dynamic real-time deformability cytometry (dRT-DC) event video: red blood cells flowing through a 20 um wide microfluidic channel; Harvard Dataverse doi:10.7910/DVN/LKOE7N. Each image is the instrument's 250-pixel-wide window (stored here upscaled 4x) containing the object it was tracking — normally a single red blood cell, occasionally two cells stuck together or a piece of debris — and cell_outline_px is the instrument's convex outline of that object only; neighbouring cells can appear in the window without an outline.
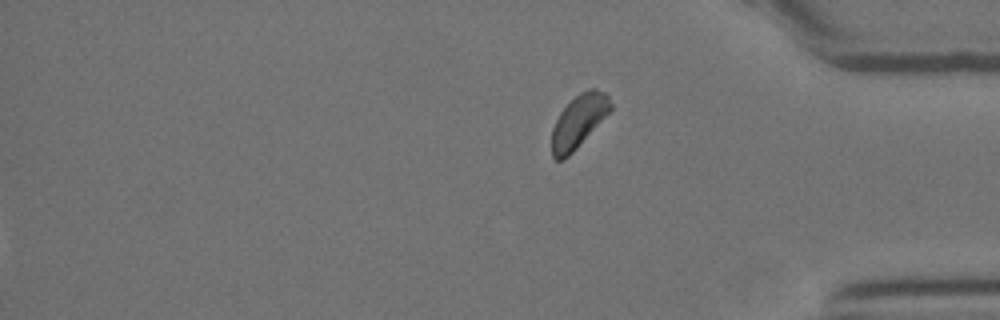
{"species": "Egyptian fruit bat (a non-hibernating species)", "species_latin": "Rousettus aegyptiacus", "temperature_condition": "room temperature", "stored_images_in_passage": 43, "segment_of_instrument_passage": [2, 2], "camera_frame_rate_fps": 3000, "um_per_image_px": 0.085, "animal": {"sex": "female"}, "frame": {"image": 1, "passage_image": 43, "time_ms": 14.0, "image_size_px": [1000, 320], "cell_outline_px": [[612, 108], [576, 148], [564, 160], [556, 160], [552, 156], [552, 128], [560, 112], [580, 92], [588, 88], [596, 88], [604, 92], [608, 96], [612, 104]], "centroid_in_image_um": [49.17, 10.29], "position_along_channel_um": 386.0, "area_um2": 17.69}}